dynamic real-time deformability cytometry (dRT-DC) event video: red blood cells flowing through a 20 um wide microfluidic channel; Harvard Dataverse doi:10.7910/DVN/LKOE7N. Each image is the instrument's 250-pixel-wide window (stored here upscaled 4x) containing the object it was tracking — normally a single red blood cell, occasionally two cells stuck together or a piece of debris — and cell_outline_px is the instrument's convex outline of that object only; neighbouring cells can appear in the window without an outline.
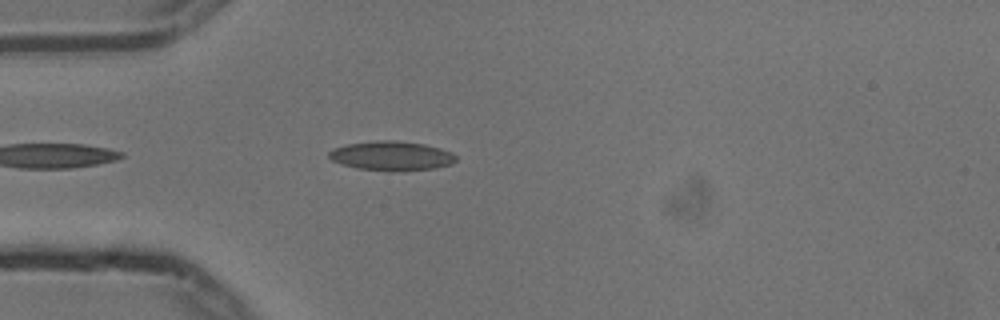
{"species": "common noctule bat (a hibernating species)", "species_latin": "Nyctalus noctula", "temperature_condition": "cold", "stored_images_in_passage": 21, "camera_frame_rate_fps": 3000, "um_per_image_px": 0.085, "animal": {"sex": "male", "body_mass_g": 13.3}, "frame": {"image": 1, "passage_image": 4, "time_ms": 1.0, "image_size_px": [1000, 320], "cell_outline_px": [[456, 160], [452, 164], [432, 168], [392, 172], [356, 168], [332, 160], [328, 156], [328, 152], [332, 148], [348, 144], [376, 140], [396, 140], [424, 144], [440, 148], [452, 152], [456, 156]], "centroid_in_image_um": [33.27, 13.24], "position_along_channel_um": 51.7, "area_um2": 21.79}}
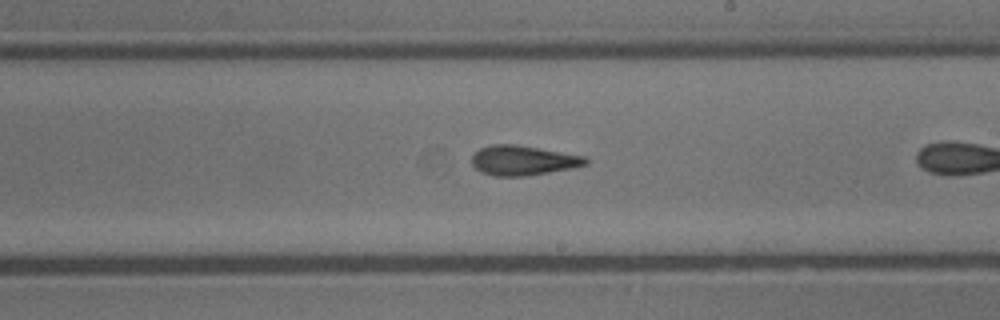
{"frame": {"image": 2, "passage_image": 17, "time_ms": 5.333, "image_size_px": [1000, 320], "cell_outline_px": [[588, 164], [572, 168], [524, 176], [492, 176], [480, 172], [472, 164], [472, 156], [480, 148], [492, 144], [516, 144], [588, 156]], "centroid_in_image_um": [44.48, 13.63], "position_along_channel_um": 244.5, "area_um2": 19.88}}
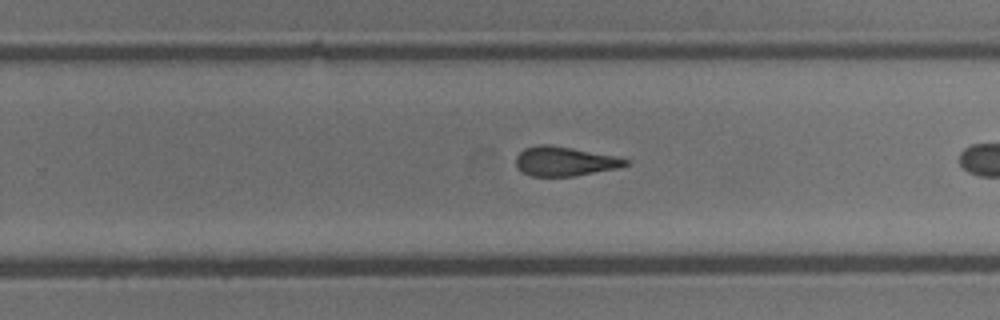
{"frame": {"image": 3, "passage_image": 20, "time_ms": 6.333, "image_size_px": [1000, 320], "cell_outline_px": [[628, 164], [616, 168], [572, 176], [532, 176], [524, 172], [516, 164], [516, 156], [524, 148], [540, 144], [548, 144], [572, 148], [616, 156], [628, 160]], "centroid_in_image_um": [47.97, 13.7], "position_along_channel_um": 281.8, "area_um2": 18.38}}